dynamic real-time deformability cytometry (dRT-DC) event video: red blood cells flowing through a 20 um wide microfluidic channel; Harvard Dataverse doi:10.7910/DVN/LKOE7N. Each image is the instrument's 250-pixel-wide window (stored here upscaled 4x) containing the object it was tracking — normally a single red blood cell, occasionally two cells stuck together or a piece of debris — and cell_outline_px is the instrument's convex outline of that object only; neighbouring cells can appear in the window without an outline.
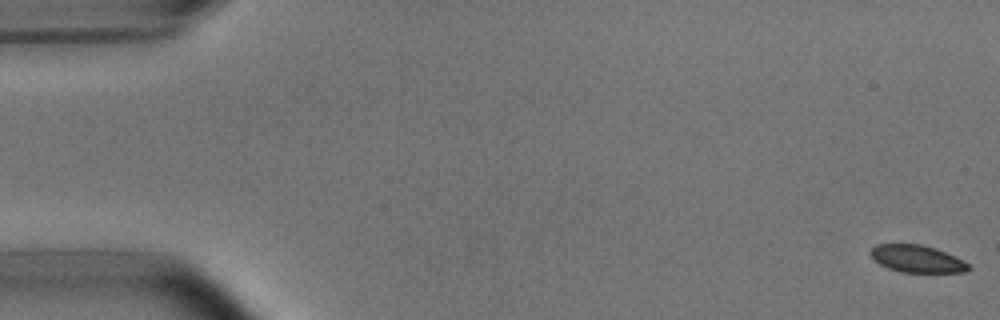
{"species": "common noctule bat (a hibernating species)", "species_latin": "Nyctalus noctula", "temperature_condition": "room temperature", "stored_images_in_passage": 54, "camera_frame_rate_fps": 3000, "um_per_image_px": 0.085, "animal": {"sex": "male", "body_mass_g": 15.6}, "frame": {"image": 1, "passage_image": 1, "time_ms": 0.0, "image_size_px": [1000, 320], "cell_outline_px": [[972, 268], [964, 272], [900, 272], [888, 268], [872, 260], [868, 252], [876, 244], [920, 244], [936, 248], [964, 260]], "centroid_in_image_um": [77.92, 21.99], "position_along_channel_um": 7.1, "area_um2": 15.72}}
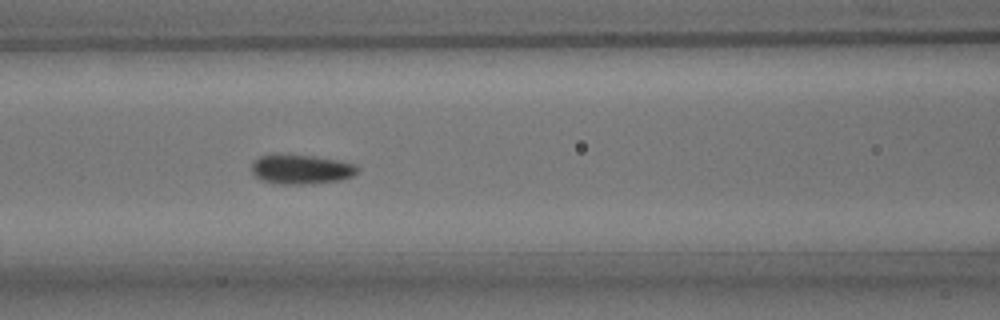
{"frame": {"image": 2, "passage_image": 23, "time_ms": 7.333, "image_size_px": [1000, 320], "cell_outline_px": [[360, 168], [352, 176], [340, 180], [304, 184], [272, 184], [260, 180], [252, 172], [252, 160], [260, 156], [312, 156], [336, 160], [356, 164]], "centroid_in_image_um": [25.59, 14.42], "position_along_channel_um": 141.0, "area_um2": 17.86}}
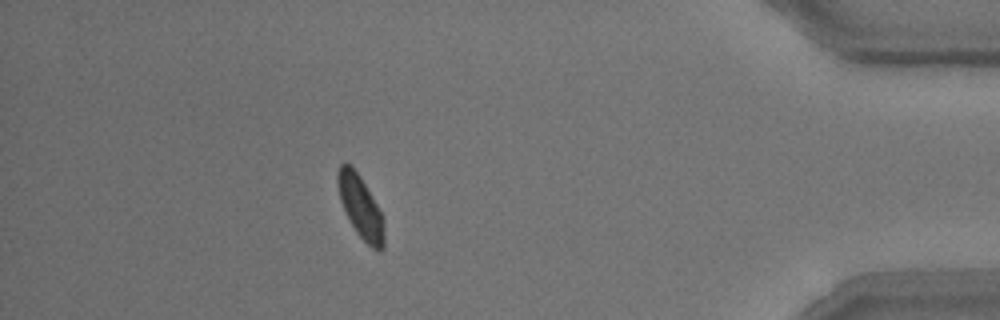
{"frame": {"image": 3, "passage_image": 48, "time_ms": 15.667, "image_size_px": [1000, 320], "cell_outline_px": [[384, 248], [372, 248], [356, 232], [340, 200], [336, 180], [336, 172], [340, 164], [348, 164], [360, 176], [376, 204], [384, 220]], "centroid_in_image_um": [30.63, 17.56], "position_along_channel_um": 404.6, "area_um2": 16.42}, "authors_computed_cell_mechanics": {"area_um2": 17.3111, "velocity_mm_per_s": 3.7324, "shape_relaxation_time_tau1_ms": 2.4103, "shape_relaxation_time_tau2_ms": null, "deformation_change_tau1": 0.09, "deformation_change_tau2": null}}